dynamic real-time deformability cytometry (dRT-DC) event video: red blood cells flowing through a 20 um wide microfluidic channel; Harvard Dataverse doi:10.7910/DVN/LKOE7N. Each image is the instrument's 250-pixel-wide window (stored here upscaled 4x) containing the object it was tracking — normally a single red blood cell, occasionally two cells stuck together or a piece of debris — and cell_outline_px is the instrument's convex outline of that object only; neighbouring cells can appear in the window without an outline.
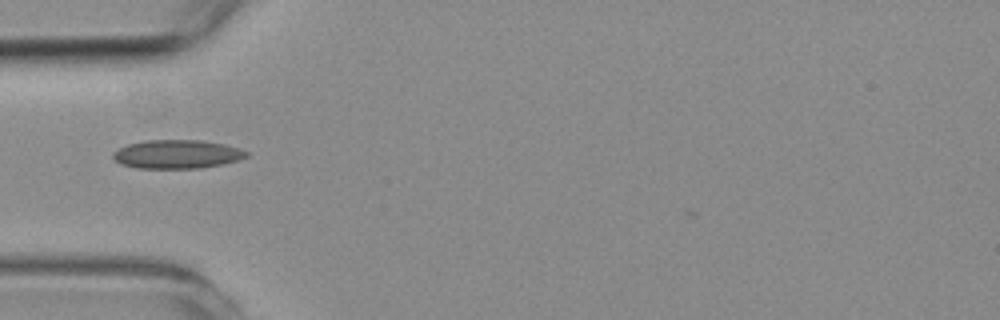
{"species": "common noctule bat (a hibernating species)", "species_latin": "Nyctalus noctula", "temperature_condition": "room temperature", "stored_images_in_passage": 40, "camera_frame_rate_fps": 3000, "um_per_image_px": 0.085, "animal": {"sex": "female", "body_mass_g": 19.3, "forearm_length_mm": 54.1}, "frame": {"image": 1, "passage_image": 1, "time_ms": 0.0, "image_size_px": [1000, 320], "cell_outline_px": [[248, 156], [240, 160], [224, 164], [200, 168], [136, 168], [120, 164], [112, 156], [112, 152], [128, 144], [144, 140], [200, 140], [224, 144], [240, 148], [248, 152]], "centroid_in_image_um": [15.06, 13.11], "position_along_channel_um": 69.9, "area_um2": 22.43}}
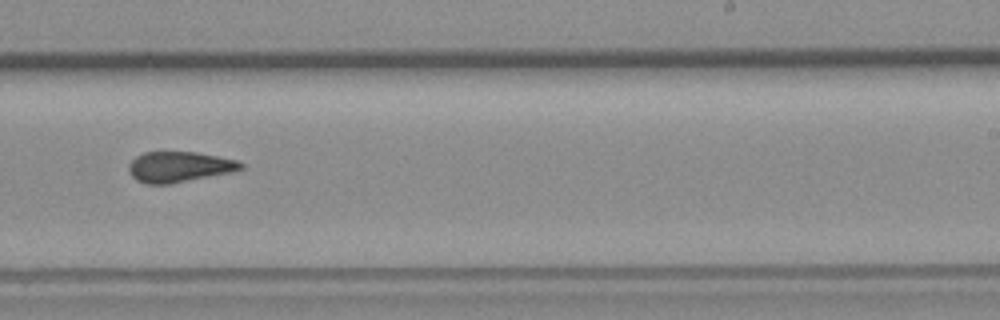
{"frame": {"image": 2, "passage_image": 18, "time_ms": 5.667, "image_size_px": [1000, 320], "cell_outline_px": [[244, 168], [232, 172], [172, 184], [144, 184], [136, 180], [132, 176], [128, 168], [128, 164], [136, 156], [144, 152], [196, 152], [240, 160], [244, 164]], "centroid_in_image_um": [15.25, 14.19], "position_along_channel_um": 273.7, "area_um2": 20.23}}
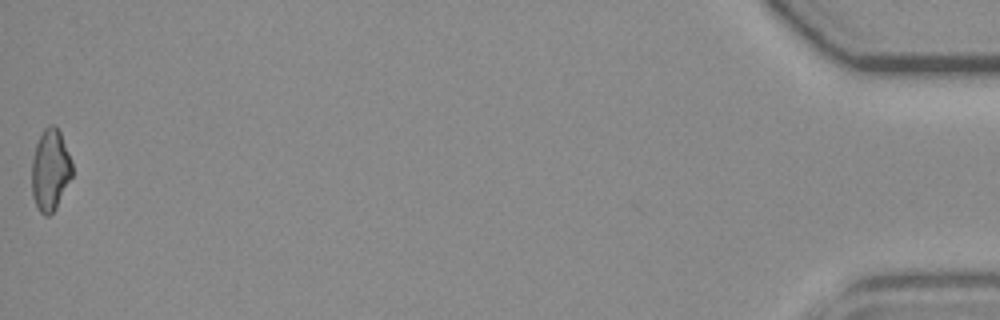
{"frame": {"image": 3, "passage_image": 40, "time_ms": 13.0, "image_size_px": [1000, 320], "cell_outline_px": [[72, 176], [56, 208], [48, 216], [44, 216], [40, 212], [32, 196], [32, 160], [36, 144], [44, 128], [48, 124], [52, 124], [60, 132], [72, 160]], "centroid_in_image_um": [4.28, 14.45], "position_along_channel_um": 430.9, "area_um2": 19.13}, "authors_computed_cell_mechanics": {"area_um2": 20.2589, "velocity_mm_per_s": 3.5864, "shape_relaxation_time_tau1_ms": null, "shape_relaxation_time_tau2_ms": 2.8549, "deformation_change_tau1": null, "deformation_change_tau2": 0.0858}}